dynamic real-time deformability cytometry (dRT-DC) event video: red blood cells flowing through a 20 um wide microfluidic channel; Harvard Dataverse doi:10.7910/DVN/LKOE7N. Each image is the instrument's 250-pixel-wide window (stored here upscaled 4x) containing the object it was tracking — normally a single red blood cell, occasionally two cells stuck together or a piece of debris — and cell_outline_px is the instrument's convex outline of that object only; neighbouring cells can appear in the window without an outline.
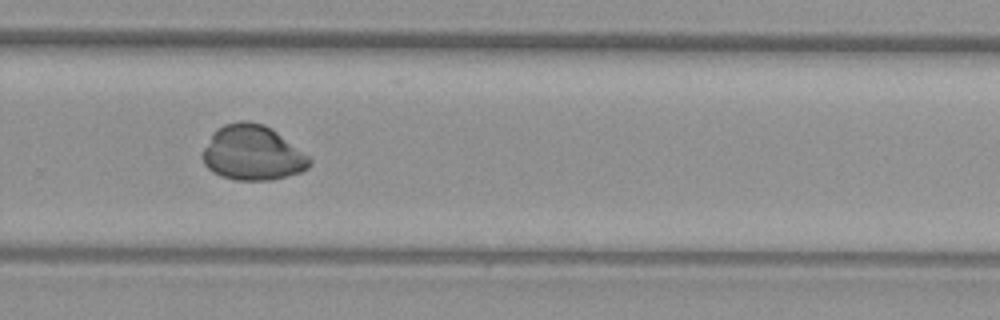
{"species": "common noctule bat (a hibernating species)", "species_latin": "Nyctalus noctula", "temperature_condition": "warm", "stored_images_in_passage": 36, "camera_frame_rate_fps": 3000, "um_per_image_px": 0.085, "animal": {"sex": "female", "body_mass_g": 29.2, "forearm_length_mm": 56.3}, "frame": {"image": 1, "passage_image": 19, "time_ms": 6.0, "image_size_px": [1000, 320], "cell_outline_px": [[312, 164], [308, 168], [300, 172], [272, 180], [236, 180], [220, 176], [212, 172], [204, 164], [204, 148], [216, 128], [224, 124], [240, 120], [248, 120], [264, 124], [276, 132], [308, 156], [312, 160]], "centroid_in_image_um": [21.46, 13.0], "position_along_channel_um": 308.3, "area_um2": 34.04}}
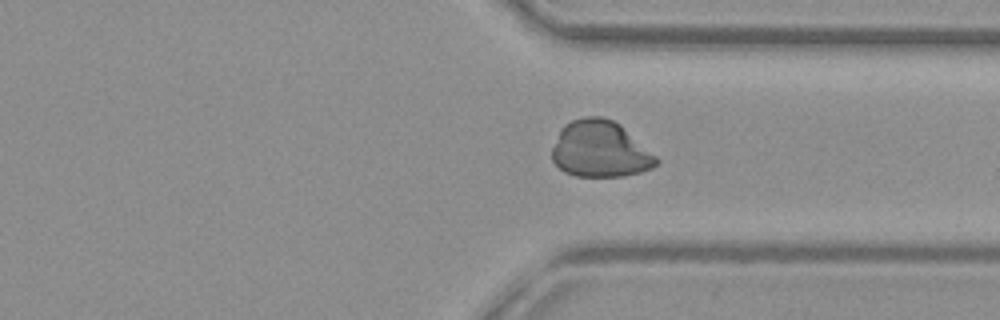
{"frame": {"image": 2, "passage_image": 23, "time_ms": 7.333, "image_size_px": [1000, 320], "cell_outline_px": [[660, 160], [652, 168], [640, 172], [624, 176], [576, 176], [564, 172], [552, 160], [552, 148], [560, 128], [564, 124], [572, 120], [584, 116], [604, 116], [620, 124], [656, 156]], "centroid_in_image_um": [50.99, 12.67], "position_along_channel_um": 360.4, "area_um2": 34.33}}